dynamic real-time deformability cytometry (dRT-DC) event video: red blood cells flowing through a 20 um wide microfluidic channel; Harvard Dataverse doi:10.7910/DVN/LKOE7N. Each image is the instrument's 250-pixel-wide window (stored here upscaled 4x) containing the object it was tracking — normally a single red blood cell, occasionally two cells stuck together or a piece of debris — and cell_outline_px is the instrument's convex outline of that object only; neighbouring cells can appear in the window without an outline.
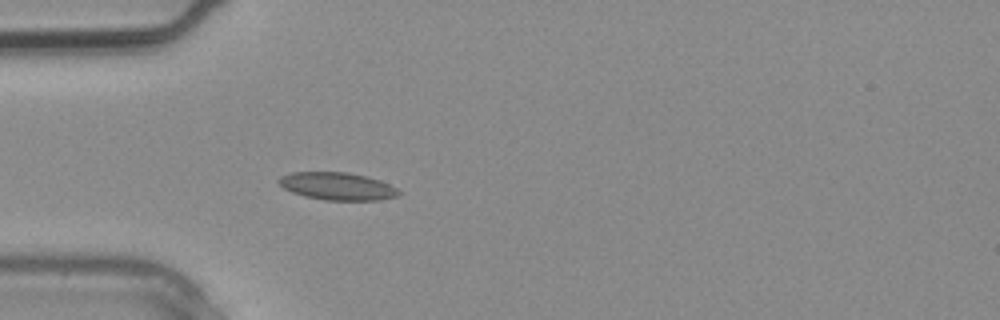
{"species": "common noctule bat (a hibernating species)", "species_latin": "Nyctalus noctula", "temperature_condition": "warm", "stored_images_in_passage": 1, "camera_frame_rate_fps": 3000, "um_per_image_px": 0.085, "animal": {"sex": "male", "body_mass_g": 20.4}, "frame": {"image": 1, "passage_image": 1, "time_ms": 0.0, "image_size_px": [1000, 320], "cell_outline_px": [[404, 192], [396, 196], [380, 200], [324, 200], [304, 196], [292, 192], [284, 188], [276, 180], [280, 176], [292, 172], [348, 172], [368, 176], [380, 180]], "centroid_in_image_um": [28.68, 15.82], "position_along_channel_um": 56.3, "area_um2": 19.42}}